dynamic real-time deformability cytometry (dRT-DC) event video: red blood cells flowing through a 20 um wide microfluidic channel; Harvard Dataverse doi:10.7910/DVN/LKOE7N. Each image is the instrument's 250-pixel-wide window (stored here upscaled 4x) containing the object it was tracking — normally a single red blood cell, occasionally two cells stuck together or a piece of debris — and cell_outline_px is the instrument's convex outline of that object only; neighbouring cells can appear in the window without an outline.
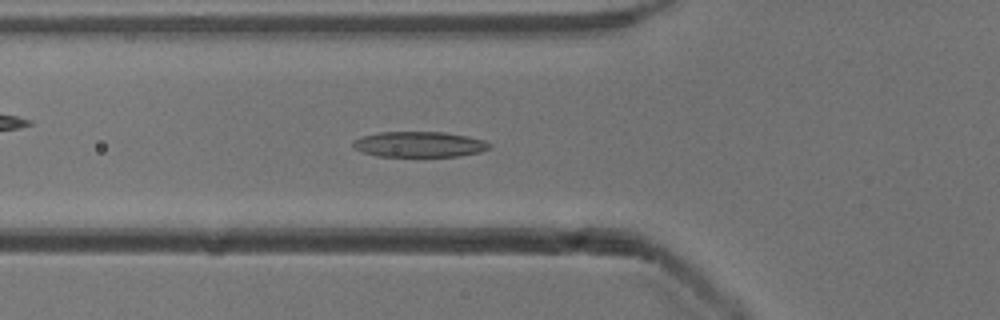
{"species": "common noctule bat (a hibernating species)", "species_latin": "Nyctalus noctula", "temperature_condition": "cold", "stored_images_in_passage": 52, "camera_frame_rate_fps": 3000, "um_per_image_px": 0.085, "animal": {"sex": "male", "body_mass_g": 13.3}, "frame": {"image": 1, "passage_image": 18, "time_ms": 5.667, "image_size_px": [1000, 320], "cell_outline_px": [[492, 148], [480, 152], [460, 156], [376, 156], [360, 152], [352, 148], [352, 140], [360, 136], [380, 132], [444, 132], [468, 136], [484, 140], [492, 144]], "centroid_in_image_um": [35.61, 12.27], "position_along_channel_um": 90.2, "area_um2": 20.63}}
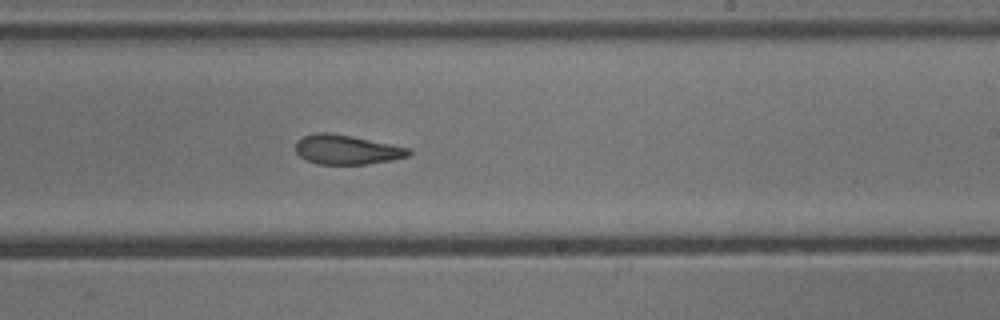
{"frame": {"image": 2, "passage_image": 31, "time_ms": 10.0, "image_size_px": [1000, 320], "cell_outline_px": [[412, 152], [408, 156], [392, 160], [368, 164], [316, 164], [300, 156], [296, 152], [296, 140], [304, 136], [316, 132], [328, 132], [352, 136], [412, 148]], "centroid_in_image_um": [29.49, 12.71], "position_along_channel_um": 259.5, "area_um2": 19.54}}
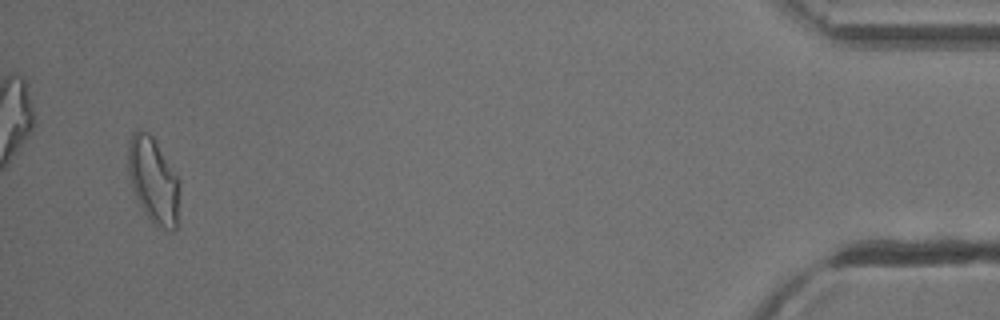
{"frame": {"image": 3, "passage_image": 50, "time_ms": 16.333, "image_size_px": [1000, 320], "cell_outline_px": [[180, 184], [176, 228], [172, 232], [168, 232], [152, 220], [144, 212], [132, 192], [128, 172], [128, 144], [132, 132], [136, 128], [140, 128], [148, 132], [152, 136], [180, 180]], "centroid_in_image_um": [13.02, 15.31], "position_along_channel_um": 422.2, "area_um2": 25.89}, "authors_computed_cell_mechanics": {"area_um2": 20.7213, "velocity_mm_per_s": 3.896, "shape_relaxation_time_tau1_ms": 4.2951, "shape_relaxation_time_tau2_ms": 3.4774, "deformation_change_tau1": 0.1543, "deformation_change_tau2": 0.1193}}